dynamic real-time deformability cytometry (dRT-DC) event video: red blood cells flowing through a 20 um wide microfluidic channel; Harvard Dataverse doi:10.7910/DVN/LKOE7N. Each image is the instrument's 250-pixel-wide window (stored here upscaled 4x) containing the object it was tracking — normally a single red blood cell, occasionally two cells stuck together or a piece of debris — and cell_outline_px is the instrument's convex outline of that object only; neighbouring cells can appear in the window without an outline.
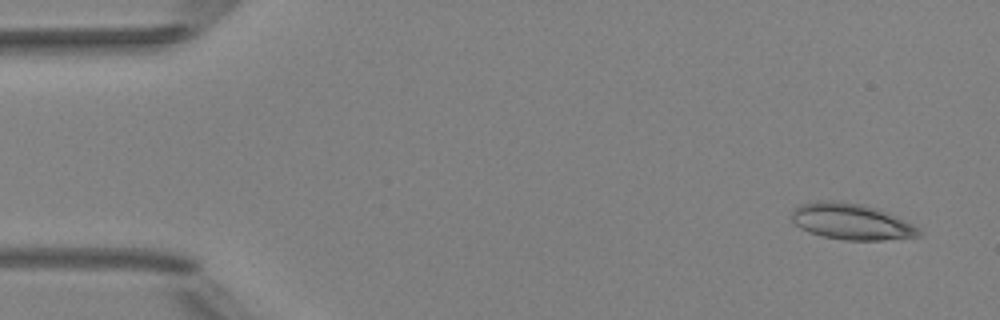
{"species": "Egyptian fruit bat (a non-hibernating species)", "species_latin": "Rousettus aegyptiacus", "temperature_condition": "room temperature", "stored_images_in_passage": 4, "camera_frame_rate_fps": 3000, "um_per_image_px": 0.085, "animal": {"sex": "female"}, "frame": {"image": 1, "passage_image": 1, "time_ms": 0.0, "image_size_px": [1000, 320], "cell_outline_px": [[920, 236], [884, 240], [844, 240], [820, 236], [808, 232], [800, 228], [792, 220], [792, 208], [800, 204], [816, 200], [832, 200], [864, 204], [876, 208], [896, 216], [912, 224], [920, 232]], "centroid_in_image_um": [72.3, 18.82], "position_along_channel_um": 12.7, "area_um2": 26.88}}
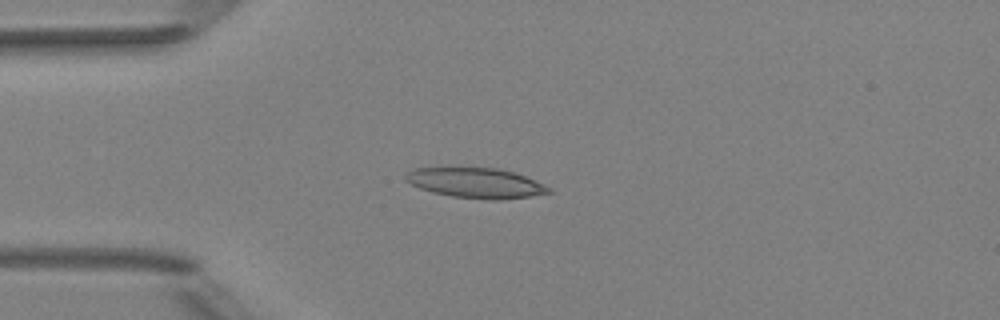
{"frame": {"image": 2, "passage_image": 3, "time_ms": 3.333, "image_size_px": [1000, 320], "cell_outline_px": [[556, 192], [500, 200], [492, 200], [452, 196], [432, 192], [420, 188], [404, 180], [404, 176], [408, 172], [416, 168], [440, 164], [448, 164], [496, 168], [512, 172], [524, 176], [544, 184], [552, 188]], "centroid_in_image_um": [40.37, 15.49], "position_along_channel_um": 44.6, "area_um2": 26.18}}